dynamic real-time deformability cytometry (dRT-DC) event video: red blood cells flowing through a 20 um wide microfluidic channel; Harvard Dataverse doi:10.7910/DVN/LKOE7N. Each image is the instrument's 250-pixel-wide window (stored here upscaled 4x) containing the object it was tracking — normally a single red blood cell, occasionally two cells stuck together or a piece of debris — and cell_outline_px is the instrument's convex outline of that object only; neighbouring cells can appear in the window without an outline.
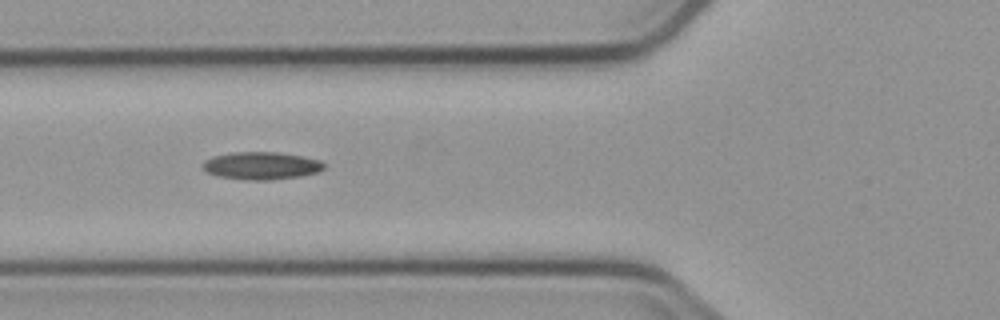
{"species": "common noctule bat (a hibernating species)", "species_latin": "Nyctalus noctula", "temperature_condition": "cold", "stored_images_in_passage": 6, "camera_frame_rate_fps": 3000, "um_per_image_px": 0.085, "animal": {"sex": "male", "body_mass_g": 23.1, "forearm_length_mm": 52.7}, "frame": {"image": 1, "passage_image": 2, "time_ms": 2.0, "image_size_px": [1000, 320], "cell_outline_px": [[324, 168], [316, 172], [300, 176], [268, 180], [248, 180], [220, 176], [208, 172], [200, 164], [204, 160], [212, 156], [232, 152], [276, 152], [300, 156], [320, 160], [324, 164]], "centroid_in_image_um": [22.18, 14.07], "position_along_channel_um": 103.6, "area_um2": 19.31}}
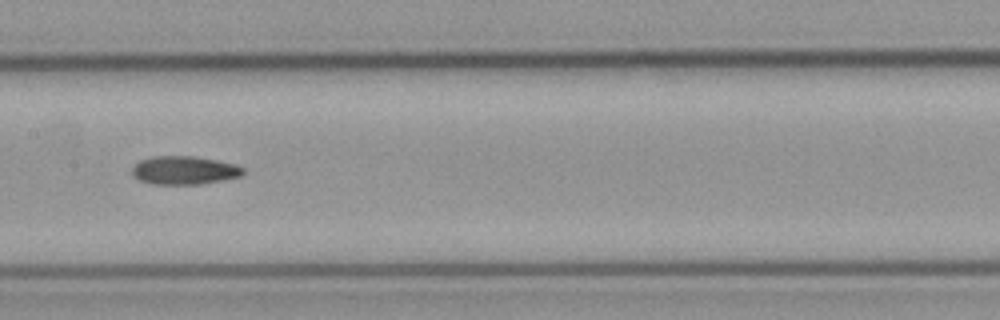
{"frame": {"image": 2, "passage_image": 4, "time_ms": 4.333, "image_size_px": [1000, 320], "cell_outline_px": [[244, 172], [240, 176], [200, 184], [152, 184], [140, 180], [132, 172], [132, 168], [140, 160], [152, 156], [192, 156], [216, 160], [236, 164], [244, 168]], "centroid_in_image_um": [15.66, 14.47], "position_along_channel_um": 191.7, "area_um2": 18.15}}
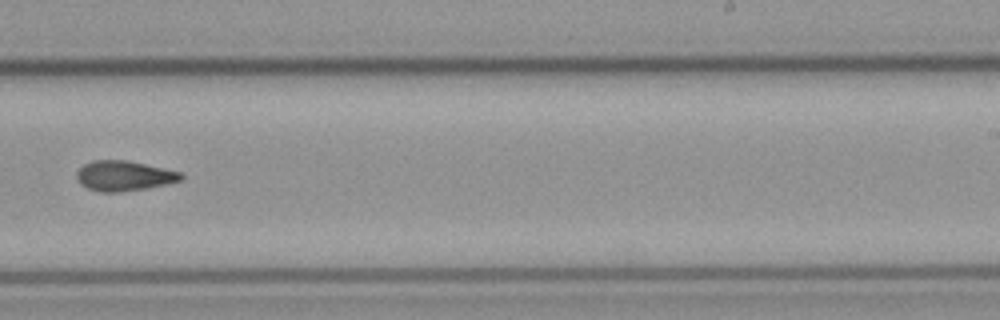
{"frame": {"image": 3, "passage_image": 6, "time_ms": 6.667, "image_size_px": [1000, 320], "cell_outline_px": [[184, 176], [180, 180], [148, 188], [120, 192], [100, 192], [88, 188], [80, 184], [76, 180], [76, 172], [84, 164], [92, 160], [128, 160], [180, 172]], "centroid_in_image_um": [10.49, 14.94], "position_along_channel_um": 278.5, "area_um2": 18.26}}